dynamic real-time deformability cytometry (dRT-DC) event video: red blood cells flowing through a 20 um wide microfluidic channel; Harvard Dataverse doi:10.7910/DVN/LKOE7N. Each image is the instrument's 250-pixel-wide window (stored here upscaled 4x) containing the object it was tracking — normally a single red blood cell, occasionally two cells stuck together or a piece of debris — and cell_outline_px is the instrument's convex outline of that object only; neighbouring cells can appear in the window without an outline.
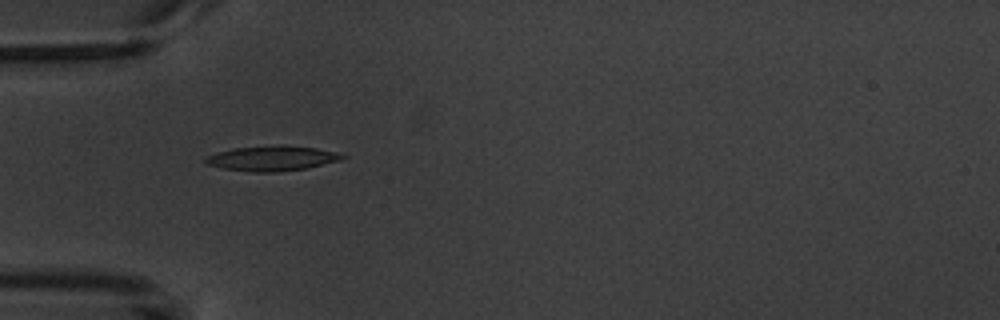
{"species": "common noctule bat (a hibernating species)", "species_latin": "Nyctalus noctula", "temperature_condition": "warm", "stored_images_in_passage": 5, "camera_frame_rate_fps": 3000, "um_per_image_px": 0.085, "animal": {"sex": "male", "body_mass_g": 20.1, "forearm_length_mm": 53.5}, "frame": {"image": 1, "passage_image": 4, "time_ms": 5.0, "image_size_px": [1000, 320], "cell_outline_px": [[348, 156], [340, 160], [308, 168], [276, 172], [252, 172], [224, 168], [204, 164], [204, 160], [208, 156], [220, 152], [236, 148], [284, 144], [316, 148], [336, 152]], "centroid_in_image_um": [23.16, 13.46], "position_along_channel_um": 61.8, "area_um2": 19.88}}